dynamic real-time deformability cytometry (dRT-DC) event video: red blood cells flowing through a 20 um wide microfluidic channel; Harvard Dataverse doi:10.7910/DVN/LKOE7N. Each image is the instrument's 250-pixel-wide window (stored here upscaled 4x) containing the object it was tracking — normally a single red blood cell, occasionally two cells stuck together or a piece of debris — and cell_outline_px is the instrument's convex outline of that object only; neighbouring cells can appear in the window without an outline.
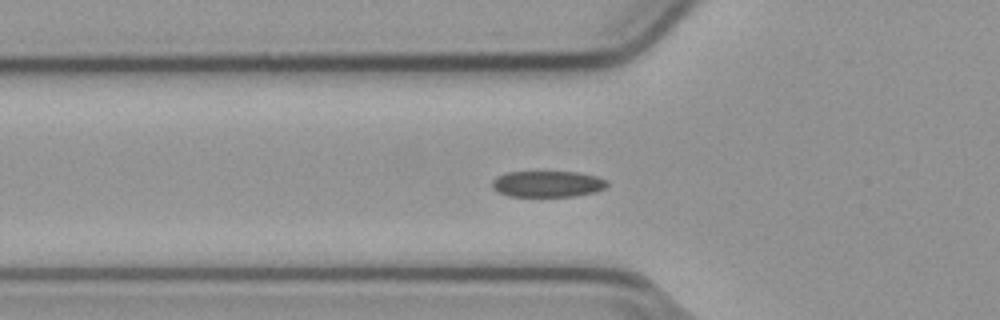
{"species": "common noctule bat (a hibernating species)", "species_latin": "Nyctalus noctula", "temperature_condition": "cold", "stored_images_in_passage": 40, "segment_of_instrument_passage": [1, 2], "camera_frame_rate_fps": 3000, "um_per_image_px": 0.085, "animal": {"sex": "male", "body_mass_g": 23.1, "forearm_length_mm": 52.7}, "frame": {"image": 1, "passage_image": 3, "time_ms": 0.667, "image_size_px": [1000, 320], "cell_outline_px": [[608, 184], [604, 188], [596, 192], [576, 196], [508, 196], [496, 192], [492, 188], [492, 180], [496, 176], [508, 172], [576, 172], [596, 176], [608, 180]], "centroid_in_image_um": [46.52, 15.64], "position_along_channel_um": 79.3, "area_um2": 17.69}}
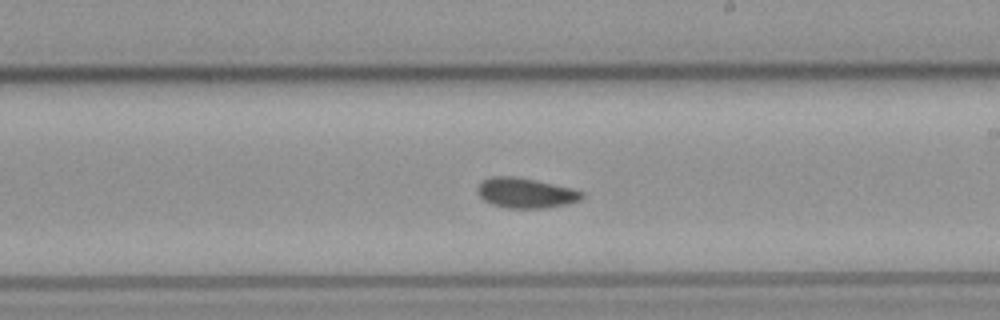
{"frame": {"image": 2, "passage_image": 16, "time_ms": 5.0, "image_size_px": [1000, 320], "cell_outline_px": [[584, 196], [580, 200], [548, 208], [508, 208], [492, 204], [484, 200], [476, 192], [476, 188], [480, 180], [488, 176], [520, 176], [572, 188], [584, 192]], "centroid_in_image_um": [44.64, 16.38], "position_along_channel_um": 244.4, "area_um2": 18.67}}
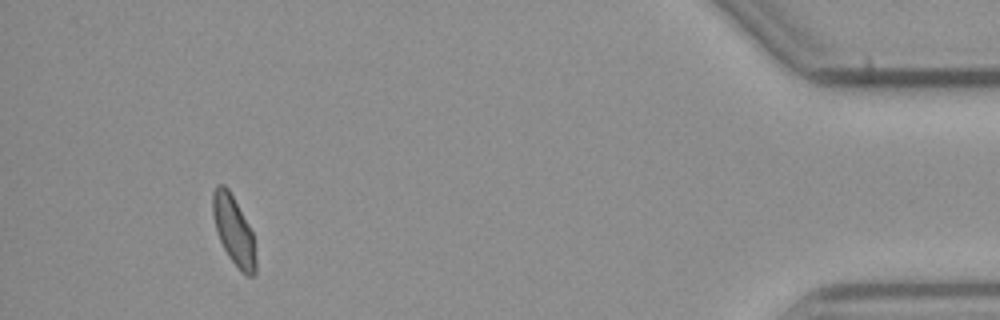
{"frame": {"image": 3, "passage_image": 35, "time_ms": 11.333, "image_size_px": [1000, 320], "cell_outline_px": [[256, 272], [252, 276], [244, 276], [240, 272], [228, 256], [216, 232], [212, 212], [212, 192], [216, 184], [224, 184], [228, 188], [252, 232], [256, 260]], "centroid_in_image_um": [19.85, 19.61], "position_along_channel_um": 415.4, "area_um2": 17.28}}